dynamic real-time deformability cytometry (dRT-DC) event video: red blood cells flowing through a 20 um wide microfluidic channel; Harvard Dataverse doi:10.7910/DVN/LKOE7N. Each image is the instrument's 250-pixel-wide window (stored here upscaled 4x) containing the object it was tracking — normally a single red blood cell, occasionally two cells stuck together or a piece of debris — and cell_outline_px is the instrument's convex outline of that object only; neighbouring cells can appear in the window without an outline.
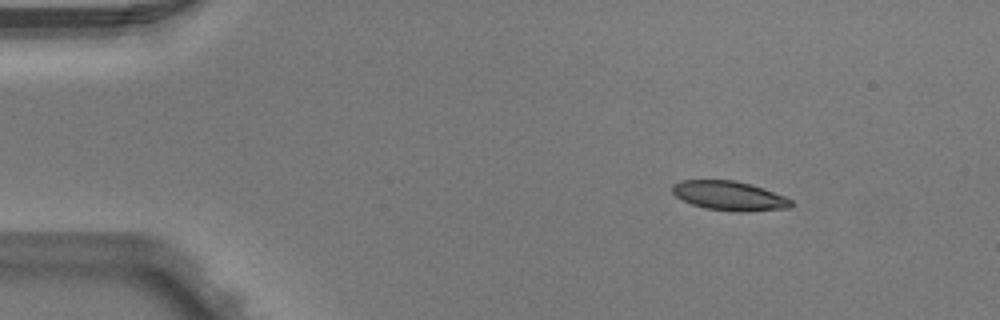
{"species": "Egyptian fruit bat (a non-hibernating species)", "species_latin": "Rousettus aegyptiacus", "temperature_condition": "warm", "stored_images_in_passage": 3, "camera_frame_rate_fps": 3000, "um_per_image_px": 0.085, "animal": {"sex": "male"}, "frame": {"image": 1, "passage_image": 1, "time_ms": 0.0, "image_size_px": [1000, 320], "cell_outline_px": [[792, 204], [788, 208], [748, 212], [736, 212], [704, 208], [692, 204], [676, 196], [672, 192], [672, 184], [680, 180], [732, 180], [764, 188], [784, 196], [792, 200]], "centroid_in_image_um": [61.98, 16.65], "position_along_channel_um": 23.0, "area_um2": 20.29}}